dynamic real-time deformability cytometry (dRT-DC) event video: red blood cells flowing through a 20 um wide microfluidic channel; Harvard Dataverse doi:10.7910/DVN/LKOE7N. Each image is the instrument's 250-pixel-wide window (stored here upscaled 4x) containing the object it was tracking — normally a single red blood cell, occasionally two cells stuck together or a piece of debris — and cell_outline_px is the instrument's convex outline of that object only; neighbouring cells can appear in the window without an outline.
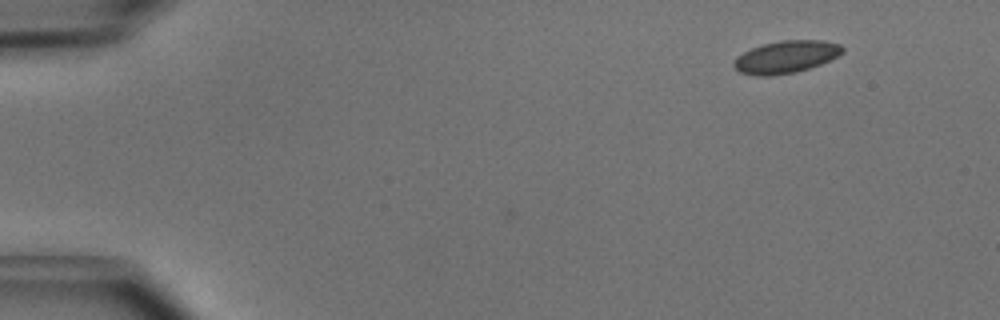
{"species": "common noctule bat (a hibernating species)", "species_latin": "Nyctalus noctula", "temperature_condition": "cold", "stored_images_in_passage": 4, "camera_frame_rate_fps": 3000, "um_per_image_px": 0.085, "animal": {"sex": "male", "body_mass_g": 15.6}, "frame": {"image": 1, "passage_image": 1, "time_ms": 0.0, "image_size_px": [1000, 320], "cell_outline_px": [[844, 52], [820, 64], [796, 72], [772, 76], [756, 76], [740, 72], [732, 64], [736, 56], [752, 48], [764, 44], [780, 40], [824, 40], [840, 44], [844, 48]], "centroid_in_image_um": [66.8, 4.83], "position_along_channel_um": 18.2, "area_um2": 20.46}}